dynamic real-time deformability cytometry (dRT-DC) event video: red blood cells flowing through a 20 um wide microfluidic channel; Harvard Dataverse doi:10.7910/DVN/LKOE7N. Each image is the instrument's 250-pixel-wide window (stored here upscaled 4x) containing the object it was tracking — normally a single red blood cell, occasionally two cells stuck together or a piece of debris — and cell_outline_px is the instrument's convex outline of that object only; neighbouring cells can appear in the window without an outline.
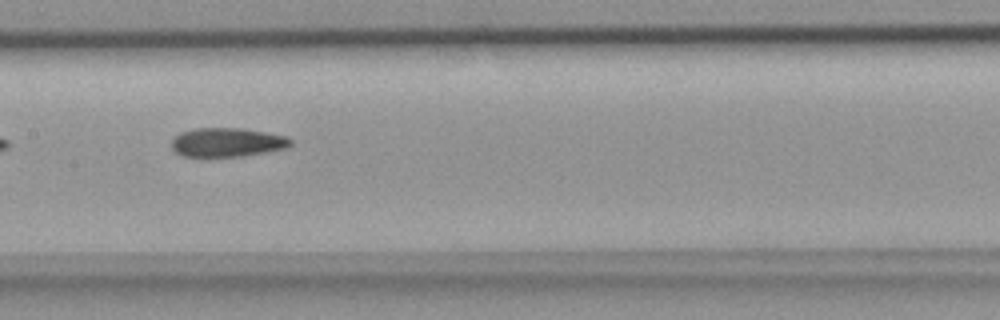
{"species": "common noctule bat (a hibernating species)", "species_latin": "Nyctalus noctula", "temperature_condition": "room temperature", "stored_images_in_passage": 8, "camera_frame_rate_fps": 3000, "um_per_image_px": 0.085, "animal": {"sex": "female", "body_mass_g": 18.4}, "frame": {"image": 1, "passage_image": 8, "time_ms": 2.333, "image_size_px": [1000, 320], "cell_outline_px": [[292, 144], [284, 148], [264, 152], [240, 156], [184, 156], [176, 152], [172, 148], [172, 140], [180, 132], [196, 128], [240, 128], [288, 136], [292, 140]], "centroid_in_image_um": [19.3, 12.08], "position_along_channel_um": 188.1, "area_um2": 19.83}}